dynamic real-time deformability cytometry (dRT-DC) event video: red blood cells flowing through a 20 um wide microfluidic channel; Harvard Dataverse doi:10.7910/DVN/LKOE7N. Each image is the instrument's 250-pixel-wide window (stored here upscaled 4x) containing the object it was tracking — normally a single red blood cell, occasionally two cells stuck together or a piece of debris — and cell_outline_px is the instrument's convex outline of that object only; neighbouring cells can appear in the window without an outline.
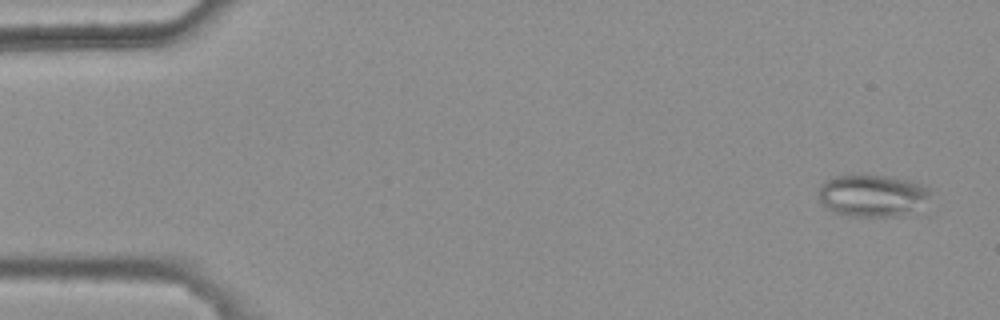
{"species": "common noctule bat (a hibernating species)", "species_latin": "Nyctalus noctula", "temperature_condition": "warm", "stored_images_in_passage": 48, "camera_frame_rate_fps": 3000, "um_per_image_px": 0.085, "animal": {"sex": "female", "body_mass_g": 25.1}, "frame": {"image": 1, "passage_image": 3, "time_ms": 0.667, "image_size_px": [1000, 320], "cell_outline_px": [[928, 196], [896, 216], [848, 216], [832, 212], [824, 208], [820, 200], [820, 184], [824, 180], [832, 176], [864, 172], [888, 176], [908, 180], [920, 184], [928, 188]], "centroid_in_image_um": [73.94, 16.55], "position_along_channel_um": 11.1, "area_um2": 27.11}}
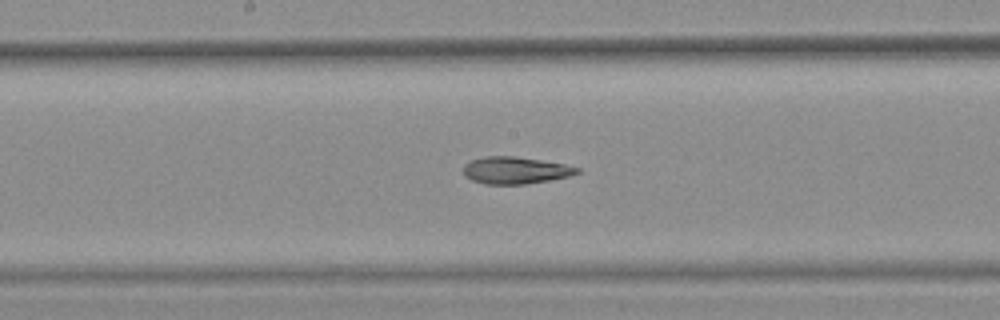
{"frame": {"image": 2, "passage_image": 29, "time_ms": 9.333, "image_size_px": [1000, 320], "cell_outline_px": [[580, 172], [568, 176], [548, 180], [524, 184], [484, 184], [472, 180], [464, 176], [464, 164], [472, 160], [484, 156], [516, 156], [564, 164], [580, 168]], "centroid_in_image_um": [43.78, 14.47], "position_along_channel_um": 204.4, "area_um2": 17.8}}
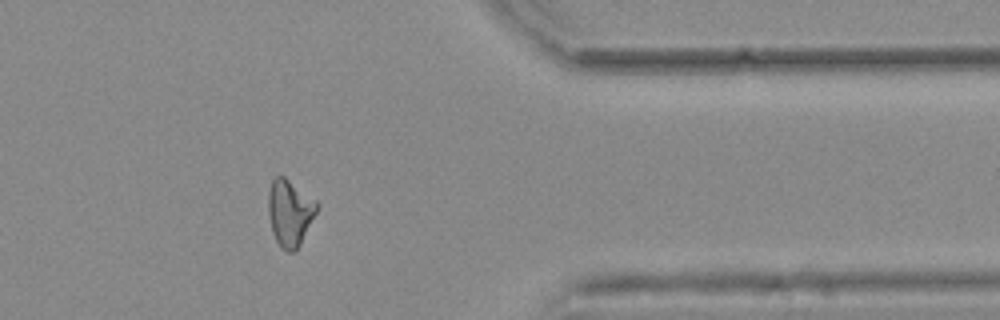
{"frame": {"image": 3, "passage_image": 45, "time_ms": 14.667, "image_size_px": [1000, 320], "cell_outline_px": [[320, 204], [300, 244], [292, 252], [288, 252], [280, 248], [272, 232], [268, 216], [268, 192], [272, 180], [276, 176], [284, 176], [316, 200]], "centroid_in_image_um": [24.62, 18.07], "position_along_channel_um": 386.8, "area_um2": 18.79}}